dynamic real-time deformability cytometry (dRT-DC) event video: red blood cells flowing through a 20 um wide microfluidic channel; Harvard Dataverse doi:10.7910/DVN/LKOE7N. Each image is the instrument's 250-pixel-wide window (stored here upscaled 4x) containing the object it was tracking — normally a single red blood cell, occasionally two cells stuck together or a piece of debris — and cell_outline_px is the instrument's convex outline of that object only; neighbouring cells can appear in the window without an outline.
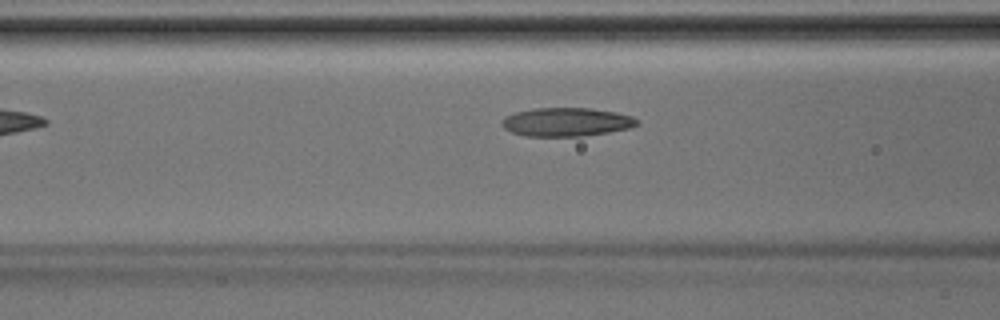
{"species": "Egyptian fruit bat (a non-hibernating species)", "species_latin": "Rousettus aegyptiacus", "temperature_condition": "room temperature", "stored_images_in_passage": 4, "camera_frame_rate_fps": 3000, "um_per_image_px": 0.085, "animal": {"sex": "male"}, "frame": {"image": 1, "passage_image": 4, "time_ms": 1.0, "image_size_px": [1000, 320], "cell_outline_px": [[640, 124], [632, 128], [584, 136], [524, 136], [512, 132], [504, 128], [500, 124], [504, 116], [516, 112], [536, 108], [592, 108], [616, 112], [632, 116], [640, 120]], "centroid_in_image_um": [48.18, 10.37], "position_along_channel_um": 118.4, "area_um2": 22.77}}